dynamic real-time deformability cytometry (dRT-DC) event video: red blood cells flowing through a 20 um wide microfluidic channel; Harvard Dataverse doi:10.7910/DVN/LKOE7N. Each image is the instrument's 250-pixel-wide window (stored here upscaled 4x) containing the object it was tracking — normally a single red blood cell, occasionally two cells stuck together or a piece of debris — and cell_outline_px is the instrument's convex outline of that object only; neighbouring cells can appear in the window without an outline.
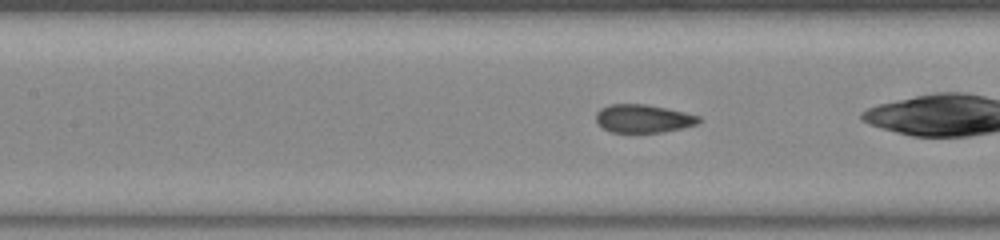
{"species": "common noctule bat (a hibernating species)", "species_latin": "Nyctalus noctula", "temperature_condition": "warm", "stored_images_in_passage": 37, "camera_frame_rate_fps": 3000, "um_per_image_px": 0.085, "animal": {"sex": "female", "body_mass_g": 23.0, "forearm_length_mm": 53.4}, "frame": {"image": 1, "passage_image": 19, "time_ms": 6.0, "image_size_px": [1000, 240], "cell_outline_px": [[700, 120], [696, 124], [680, 128], [660, 132], [612, 132], [604, 128], [596, 120], [596, 112], [600, 108], [612, 104], [644, 104], [668, 108], [700, 116]], "centroid_in_image_um": [54.66, 10.06], "position_along_channel_um": 152.7, "area_um2": 16.65}, "authors_computed_cell_mechanics": {"area_um2": 17.918, "velocity_mm_per_s": 3.9963, "shape_relaxation_time_tau1_ms": null, "shape_relaxation_time_tau2_ms": 0.8866, "deformation_change_tau1": null, "deformation_change_tau2": 0.0604}}